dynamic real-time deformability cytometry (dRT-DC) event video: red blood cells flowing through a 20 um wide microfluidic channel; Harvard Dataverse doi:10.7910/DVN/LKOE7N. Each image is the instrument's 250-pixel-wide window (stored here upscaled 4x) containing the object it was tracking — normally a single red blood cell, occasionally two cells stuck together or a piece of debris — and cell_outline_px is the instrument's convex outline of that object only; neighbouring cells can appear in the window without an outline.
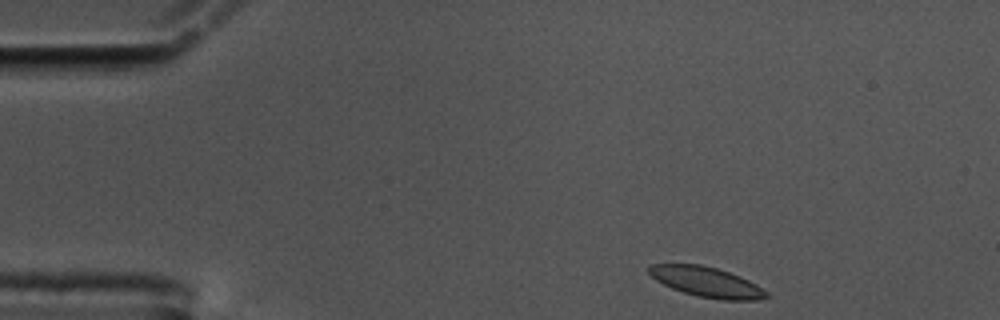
{"species": "common noctule bat (a hibernating species)", "species_latin": "Nyctalus noctula", "temperature_condition": "cold", "stored_images_in_passage": 51, "camera_frame_rate_fps": 3000, "um_per_image_px": 0.085, "animal": {"sex": "male", "body_mass_g": 17.5, "forearm_length_mm": 52.3}, "frame": {"image": 1, "passage_image": 1, "time_ms": 0.0, "image_size_px": [1000, 320], "cell_outline_px": [[772, 296], [756, 300], [720, 300], [696, 296], [672, 288], [656, 280], [648, 272], [648, 268], [652, 264], [700, 264], [716, 268], [740, 276], [756, 284], [768, 292]], "centroid_in_image_um": [60.09, 23.98], "position_along_channel_um": 24.9, "area_um2": 20.58}}
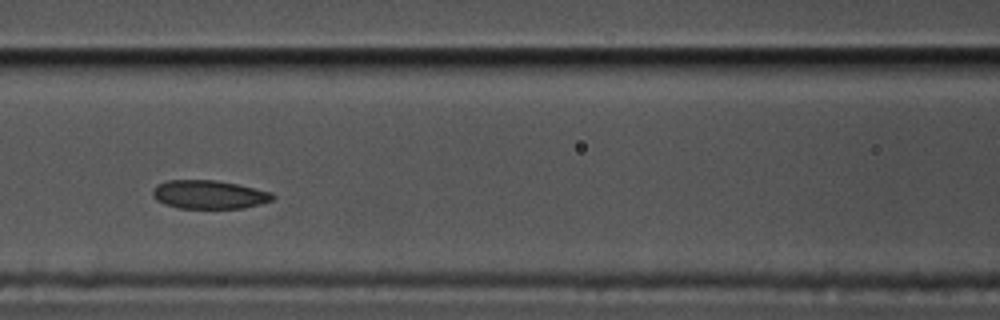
{"frame": {"image": 2, "passage_image": 18, "time_ms": 5.667, "image_size_px": [1000, 320], "cell_outline_px": [[276, 196], [272, 200], [260, 204], [244, 208], [180, 208], [164, 204], [156, 200], [152, 196], [152, 192], [156, 184], [168, 180], [216, 180], [240, 184], [272, 192]], "centroid_in_image_um": [17.78, 16.53], "position_along_channel_um": 148.8, "area_um2": 20.17}}
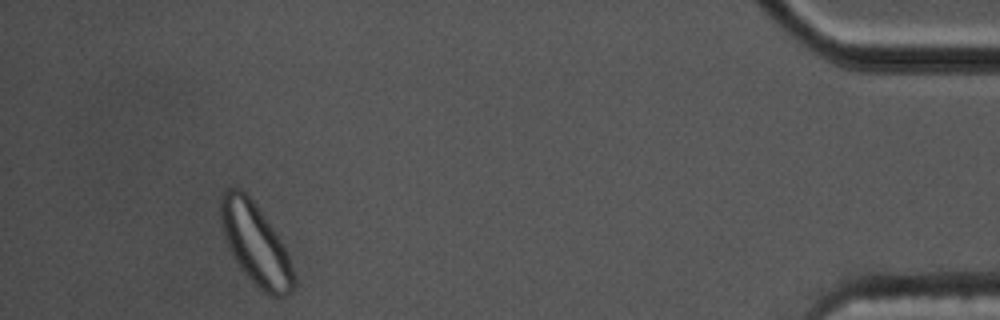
{"frame": {"image": 3, "passage_image": 47, "time_ms": 15.333, "image_size_px": [1000, 320], "cell_outline_px": [[296, 284], [292, 292], [288, 296], [272, 296], [264, 292], [244, 272], [228, 248], [220, 220], [220, 200], [224, 192], [228, 188], [240, 188], [252, 200], [272, 228], [280, 240], [288, 256], [296, 280]], "centroid_in_image_um": [21.72, 20.76], "position_along_channel_um": 413.5, "area_um2": 33.81}, "authors_computed_cell_mechanics": {"area_um2": 20.8658, "velocity_mm_per_s": 3.4069, "shape_relaxation_time_tau1_ms": 3.5754, "shape_relaxation_time_tau2_ms": 6.2967, "deformation_change_tau1": 0.1101, "deformation_change_tau2": 0.061}}